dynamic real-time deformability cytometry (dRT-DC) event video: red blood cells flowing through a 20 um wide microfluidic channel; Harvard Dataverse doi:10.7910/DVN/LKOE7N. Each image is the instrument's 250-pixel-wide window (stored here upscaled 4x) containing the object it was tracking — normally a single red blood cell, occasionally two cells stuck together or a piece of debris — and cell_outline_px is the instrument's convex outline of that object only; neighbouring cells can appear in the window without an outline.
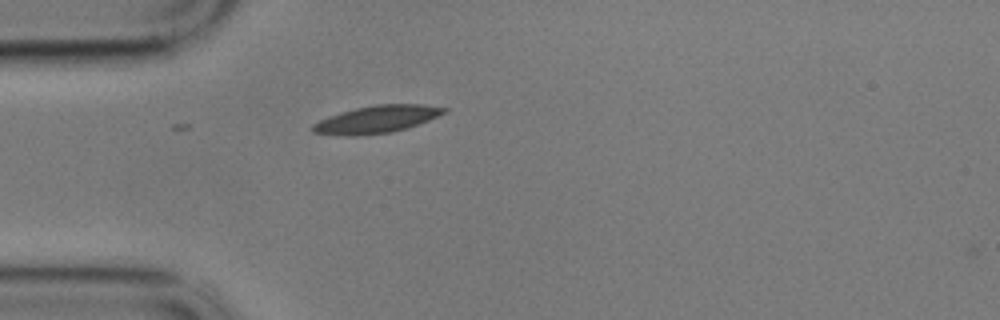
{"species": "common noctule bat (a hibernating species)", "species_latin": "Nyctalus noctula", "temperature_condition": "cold", "stored_images_in_passage": 43, "camera_frame_rate_fps": 3000, "um_per_image_px": 0.085, "animal": {"sex": "male", "body_mass_g": 17.9}, "frame": {"image": 1, "passage_image": 1, "time_ms": 0.0, "image_size_px": [1000, 320], "cell_outline_px": [[448, 112], [408, 128], [392, 132], [356, 136], [348, 136], [312, 132], [312, 124], [328, 116], [340, 112], [356, 108], [376, 104], [424, 104], [448, 108]], "centroid_in_image_um": [32.04, 10.14], "position_along_channel_um": 53.0, "area_um2": 21.04}}
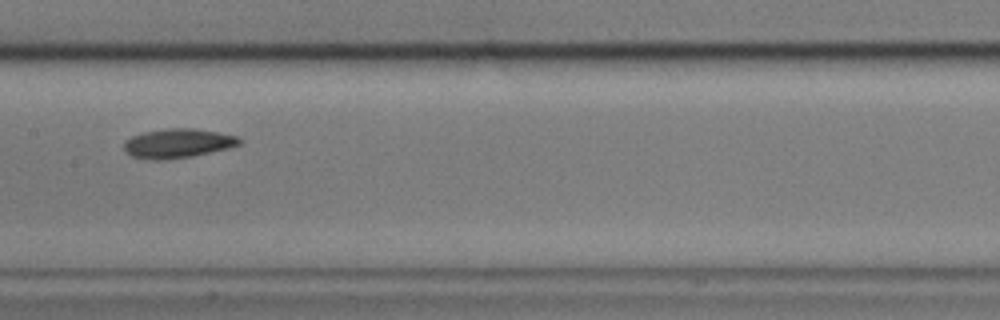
{"frame": {"image": 2, "passage_image": 14, "time_ms": 4.333, "image_size_px": [1000, 320], "cell_outline_px": [[240, 144], [228, 148], [192, 156], [160, 160], [152, 160], [132, 156], [124, 152], [124, 140], [132, 136], [144, 132], [168, 128], [192, 128], [216, 132], [236, 136], [240, 140]], "centroid_in_image_um": [15.05, 12.18], "position_along_channel_um": 192.3, "area_um2": 19.48}}
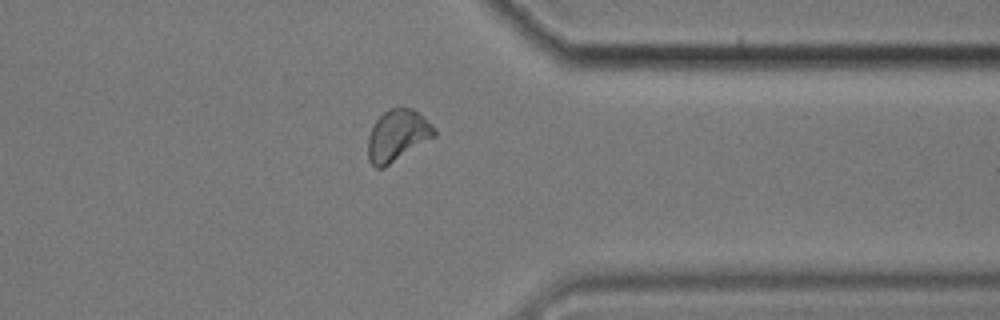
{"frame": {"image": 3, "passage_image": 31, "time_ms": 10.0, "image_size_px": [1000, 320], "cell_outline_px": [[436, 136], [384, 168], [376, 168], [368, 160], [368, 136], [376, 120], [388, 108], [400, 104], [412, 108], [436, 128]], "centroid_in_image_um": [33.78, 11.49], "position_along_channel_um": 377.6, "area_um2": 20.17}, "authors_computed_cell_mechanics": {"area_um2": 19.5942, "velocity_mm_per_s": 3.388, "shape_relaxation_time_tau1_ms": 6.9174, "shape_relaxation_time_tau2_ms": null, "deformation_change_tau1": 0.1431, "deformation_change_tau2": null}}